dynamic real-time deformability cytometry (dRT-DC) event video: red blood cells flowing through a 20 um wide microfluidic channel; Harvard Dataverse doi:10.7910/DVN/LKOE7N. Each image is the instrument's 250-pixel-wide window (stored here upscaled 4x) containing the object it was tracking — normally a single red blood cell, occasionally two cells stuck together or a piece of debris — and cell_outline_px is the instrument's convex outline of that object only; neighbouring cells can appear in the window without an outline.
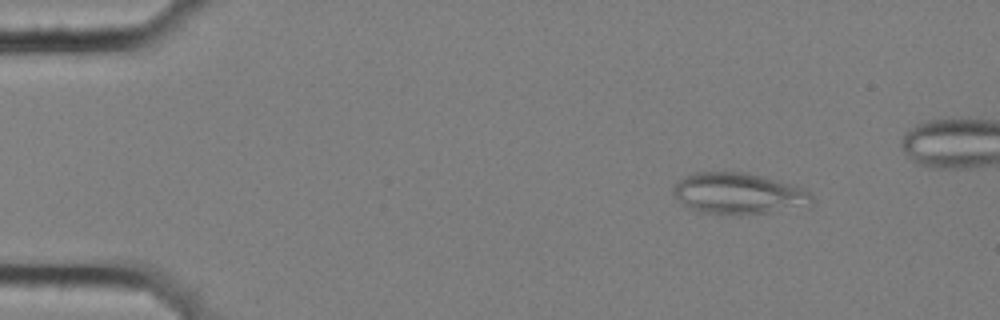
{"species": "common noctule bat (a hibernating species)", "species_latin": "Nyctalus noctula", "temperature_condition": "cold", "stored_images_in_passage": 5, "camera_frame_rate_fps": 3000, "um_per_image_px": 0.085, "animal": {"sex": "female", "body_mass_g": 25.1}, "frame": {"image": 1, "passage_image": 1, "time_ms": 0.0, "image_size_px": [1000, 320], "cell_outline_px": [[812, 204], [808, 208], [768, 212], [700, 212], [684, 204], [672, 192], [672, 188], [684, 176], [692, 172], [748, 172], [804, 188], [812, 196]], "centroid_in_image_um": [62.83, 16.42], "position_along_channel_um": 22.2, "area_um2": 32.66}}